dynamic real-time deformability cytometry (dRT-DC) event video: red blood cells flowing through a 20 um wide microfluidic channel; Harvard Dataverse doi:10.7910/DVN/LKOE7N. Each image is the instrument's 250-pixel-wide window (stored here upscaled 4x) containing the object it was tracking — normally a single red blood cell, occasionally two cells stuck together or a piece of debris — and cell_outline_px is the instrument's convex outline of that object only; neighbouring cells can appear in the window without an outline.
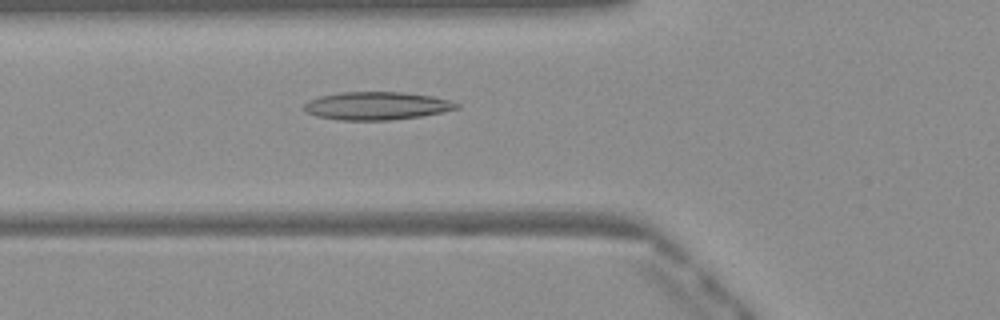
{"species": "Egyptian fruit bat (a non-hibernating species)", "species_latin": "Rousettus aegyptiacus", "temperature_condition": "warm", "stored_images_in_passage": 50, "camera_frame_rate_fps": 3000, "um_per_image_px": 0.085, "frame": {"image": 1, "passage_image": 18, "time_ms": 5.667, "image_size_px": [1000, 320], "cell_outline_px": [[460, 108], [444, 112], [420, 116], [388, 120], [336, 120], [316, 116], [308, 112], [304, 108], [304, 104], [308, 100], [320, 96], [340, 92], [404, 92], [432, 96], [448, 100], [460, 104]], "centroid_in_image_um": [32.03, 8.99], "position_along_channel_um": 93.8, "area_um2": 24.91}}
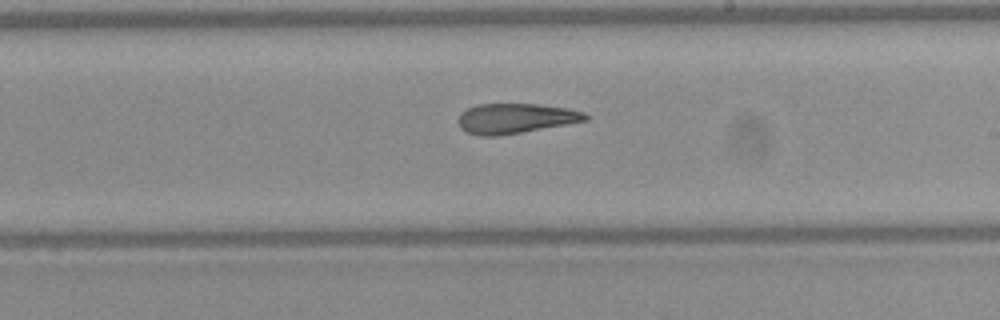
{"frame": {"image": 2, "passage_image": 29, "time_ms": 9.333, "image_size_px": [1000, 320], "cell_outline_px": [[588, 120], [500, 136], [480, 136], [468, 132], [460, 128], [460, 112], [476, 104], [540, 104], [564, 108], [584, 112], [588, 116]], "centroid_in_image_um": [43.8, 10.06], "position_along_channel_um": 245.2, "area_um2": 22.02}}
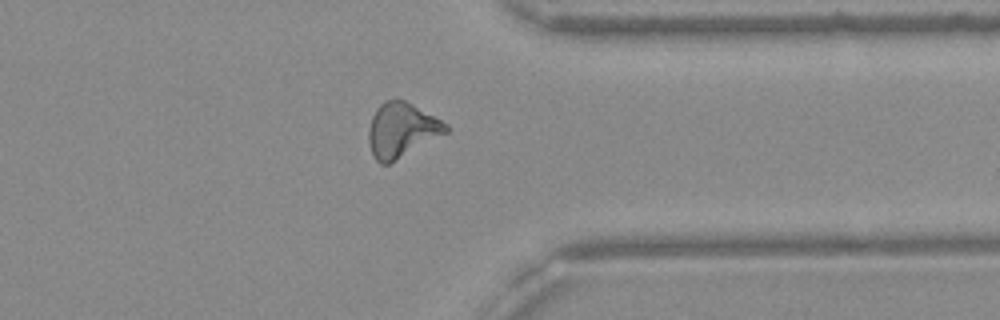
{"frame": {"image": 3, "passage_image": 39, "time_ms": 12.667, "image_size_px": [1000, 320], "cell_outline_px": [[448, 132], [388, 164], [380, 164], [376, 160], [372, 152], [368, 140], [368, 128], [372, 116], [376, 108], [384, 100], [404, 100], [412, 104], [448, 124]], "centroid_in_image_um": [34.11, 11.05], "position_along_channel_um": 377.3, "area_um2": 24.28}, "authors_computed_cell_mechanics": {"area_um2": 23.6113, "velocity_mm_per_s": 4.1157, "shape_relaxation_time_tau1_ms": null, "shape_relaxation_time_tau2_ms": 2.9465, "deformation_change_tau1": null, "deformation_change_tau2": 0.1207}}